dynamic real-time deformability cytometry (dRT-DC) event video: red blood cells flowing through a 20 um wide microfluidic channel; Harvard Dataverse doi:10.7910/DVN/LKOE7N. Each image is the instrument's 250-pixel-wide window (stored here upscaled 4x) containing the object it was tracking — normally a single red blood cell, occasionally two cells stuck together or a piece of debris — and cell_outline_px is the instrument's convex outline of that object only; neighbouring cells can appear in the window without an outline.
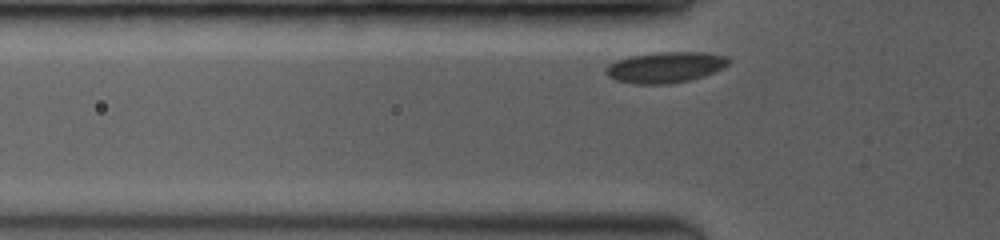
{"species": "common noctule bat (a hibernating species)", "species_latin": "Nyctalus noctula", "temperature_condition": "room temperature", "stored_images_in_passage": 8, "camera_frame_rate_fps": 3500, "um_per_image_px": 0.085, "animal": {"sex": "female", "body_mass_g": 19.0, "forearm_length_mm": 53.3}, "frame": {"image": 1, "passage_image": 2, "time_ms": 0.286, "image_size_px": [1000, 240], "cell_outline_px": [[728, 64], [724, 68], [704, 76], [688, 80], [668, 84], [636, 84], [616, 80], [608, 76], [604, 72], [604, 68], [608, 64], [616, 60], [628, 56], [656, 52], [704, 52], [728, 56]], "centroid_in_image_um": [56.53, 5.71], "position_along_channel_um": 69.3, "area_um2": 22.25}}
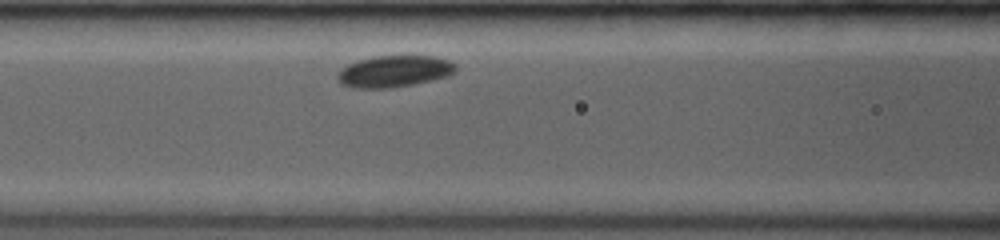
{"frame": {"image": 2, "passage_image": 6, "time_ms": 2.0, "image_size_px": [1000, 240], "cell_outline_px": [[456, 72], [448, 76], [432, 80], [392, 88], [352, 88], [344, 84], [336, 76], [348, 64], [372, 56], [404, 52], [436, 56], [448, 60], [456, 64]], "centroid_in_image_um": [33.59, 6.0], "position_along_channel_um": 133.0, "area_um2": 22.54}}
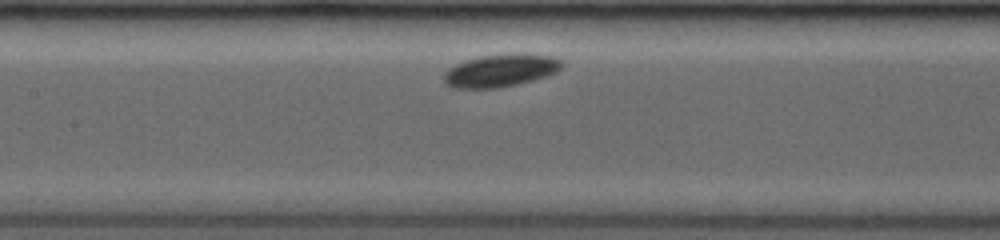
{"frame": {"image": 3, "passage_image": 8, "time_ms": 2.857, "image_size_px": [1000, 240], "cell_outline_px": [[564, 64], [556, 72], [520, 84], [496, 88], [452, 88], [444, 84], [444, 72], [448, 68], [464, 60], [480, 56], [520, 52], [552, 56], [560, 60]], "centroid_in_image_um": [42.52, 5.98], "position_along_channel_um": 164.9, "area_um2": 22.72}}